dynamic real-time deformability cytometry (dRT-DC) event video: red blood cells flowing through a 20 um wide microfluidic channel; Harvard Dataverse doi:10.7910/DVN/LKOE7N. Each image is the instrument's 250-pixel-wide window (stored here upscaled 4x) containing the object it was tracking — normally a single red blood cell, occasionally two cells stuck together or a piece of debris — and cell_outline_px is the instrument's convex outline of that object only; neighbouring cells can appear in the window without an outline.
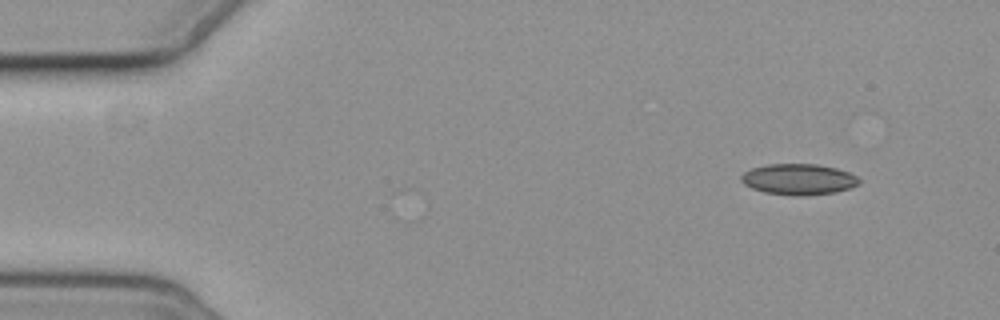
{"species": "common noctule bat (a hibernating species)", "species_latin": "Nyctalus noctula", "temperature_condition": "cold", "stored_images_in_passage": 4, "segment_of_instrument_passage": [2, 2], "camera_frame_rate_fps": 3000, "um_per_image_px": 0.085, "animal": {"sex": "female", "body_mass_g": 19.3, "forearm_length_mm": 54.1}, "frame": {"image": 1, "passage_image": 4, "time_ms": 4.333, "image_size_px": [1000, 320], "cell_outline_px": [[860, 184], [852, 188], [836, 192], [804, 196], [792, 196], [764, 192], [752, 188], [744, 184], [740, 180], [740, 176], [744, 172], [752, 168], [768, 164], [816, 164], [836, 168], [848, 172], [856, 176], [860, 180]], "centroid_in_image_um": [67.89, 15.25], "position_along_channel_um": 17.1, "area_um2": 21.44}}